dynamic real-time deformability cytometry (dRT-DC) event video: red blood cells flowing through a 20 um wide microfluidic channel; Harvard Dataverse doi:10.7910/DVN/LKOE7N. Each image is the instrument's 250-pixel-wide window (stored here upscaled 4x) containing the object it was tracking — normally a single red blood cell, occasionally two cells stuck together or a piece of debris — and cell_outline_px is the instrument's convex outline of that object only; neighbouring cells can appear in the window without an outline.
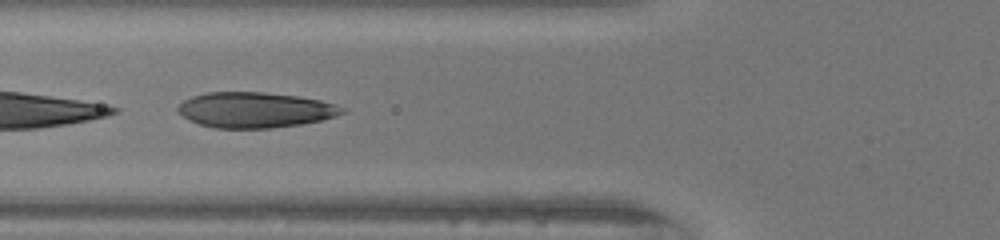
{"species": "human", "species_latin": "Homo sapiens", "temperature_condition": "warm", "stored_images_in_passage": 38, "camera_frame_rate_fps": 3000, "um_per_image_px": 0.085, "donor": {"sex": "female"}, "frame": {"image": 1, "passage_image": 7, "time_ms": 2.0, "image_size_px": [1000, 240], "cell_outline_px": [[348, 112], [336, 116], [320, 120], [300, 124], [268, 128], [216, 128], [200, 124], [188, 120], [176, 108], [184, 100], [192, 96], [208, 92], [260, 92], [296, 96], [320, 100], [336, 104], [344, 108]], "centroid_in_image_um": [21.69, 9.34], "position_along_channel_um": 104.1, "area_um2": 33.76}}
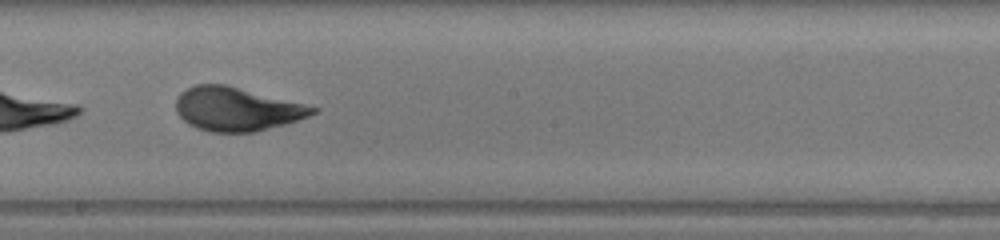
{"frame": {"image": 2, "passage_image": 16, "time_ms": 5.0, "image_size_px": [1000, 240], "cell_outline_px": [[320, 108], [316, 112], [308, 116], [284, 124], [256, 132], [208, 132], [196, 128], [188, 124], [176, 112], [176, 96], [180, 92], [196, 84], [224, 84]], "centroid_in_image_um": [20.07, 9.28], "position_along_channel_um": 228.1, "area_um2": 34.56}}
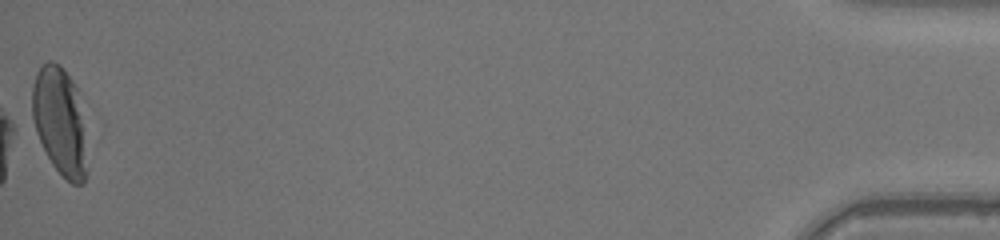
{"frame": {"image": 3, "passage_image": 38, "time_ms": 12.333, "image_size_px": [1000, 240], "cell_outline_px": [[84, 184], [72, 184], [52, 164], [32, 132], [32, 84], [36, 72], [48, 60], [52, 60], [60, 64], [72, 80], [76, 88], [80, 116], [84, 172]], "centroid_in_image_um": [4.95, 10.24], "position_along_channel_um": 430.3, "area_um2": 33.41}, "authors_computed_cell_mechanics": {"area_um2": 34.4488, "velocity_mm_per_s": 4.1391, "shape_relaxation_time_tau1_ms": 3.7711, "shape_relaxation_time_tau2_ms": null, "deformation_change_tau1": 0.1906, "deformation_change_tau2": null}}